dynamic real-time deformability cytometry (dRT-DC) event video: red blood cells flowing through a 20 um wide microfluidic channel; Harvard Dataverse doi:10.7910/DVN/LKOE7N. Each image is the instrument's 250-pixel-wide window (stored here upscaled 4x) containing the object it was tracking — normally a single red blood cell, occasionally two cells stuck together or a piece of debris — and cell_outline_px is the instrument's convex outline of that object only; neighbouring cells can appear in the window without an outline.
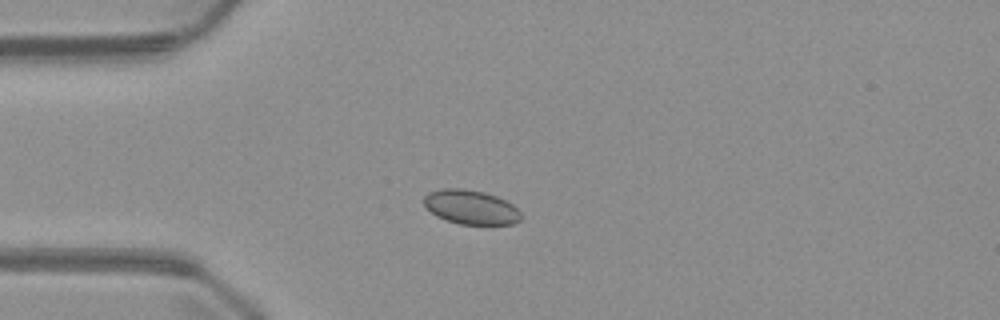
{"species": "common noctule bat (a hibernating species)", "species_latin": "Nyctalus noctula", "temperature_condition": "warm", "stored_images_in_passage": 2, "camera_frame_rate_fps": 3000, "um_per_image_px": 0.085, "animal": {"sex": "male", "body_mass_g": 23.1, "forearm_length_mm": 52.7}, "frame": {"image": 1, "passage_image": 2, "time_ms": 1.333, "image_size_px": [1000, 320], "cell_outline_px": [[524, 216], [520, 220], [512, 224], [460, 224], [436, 216], [424, 208], [424, 196], [428, 192], [444, 188], [464, 188], [484, 192], [496, 196], [512, 204]], "centroid_in_image_um": [40.0, 17.6], "position_along_channel_um": 45.0, "area_um2": 19.48}}